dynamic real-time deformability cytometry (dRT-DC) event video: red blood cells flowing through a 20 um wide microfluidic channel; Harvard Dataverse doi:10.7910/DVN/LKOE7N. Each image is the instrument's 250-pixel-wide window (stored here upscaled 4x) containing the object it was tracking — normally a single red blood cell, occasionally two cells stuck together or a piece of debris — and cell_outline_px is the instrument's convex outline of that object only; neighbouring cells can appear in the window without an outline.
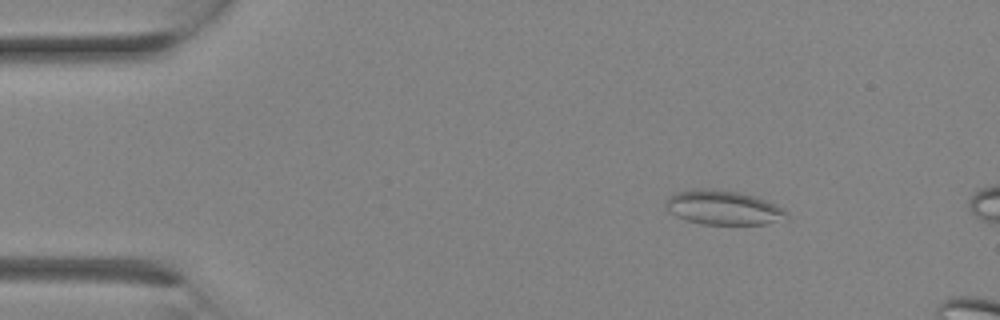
{"species": "Egyptian fruit bat (a non-hibernating species)", "species_latin": "Rousettus aegyptiacus", "temperature_condition": "room temperature", "stored_images_in_passage": 6, "camera_frame_rate_fps": 3000, "um_per_image_px": 0.085, "animal": {"sex": "female"}, "frame": {"image": 1, "passage_image": 3, "time_ms": 0.667, "image_size_px": [1000, 320], "cell_outline_px": [[788, 220], [764, 224], [700, 224], [676, 216], [668, 212], [664, 204], [664, 200], [668, 196], [676, 192], [696, 188], [708, 188], [740, 192], [776, 204], [784, 208], [788, 212]], "centroid_in_image_um": [61.47, 17.65], "position_along_channel_um": 23.5, "area_um2": 24.51}}